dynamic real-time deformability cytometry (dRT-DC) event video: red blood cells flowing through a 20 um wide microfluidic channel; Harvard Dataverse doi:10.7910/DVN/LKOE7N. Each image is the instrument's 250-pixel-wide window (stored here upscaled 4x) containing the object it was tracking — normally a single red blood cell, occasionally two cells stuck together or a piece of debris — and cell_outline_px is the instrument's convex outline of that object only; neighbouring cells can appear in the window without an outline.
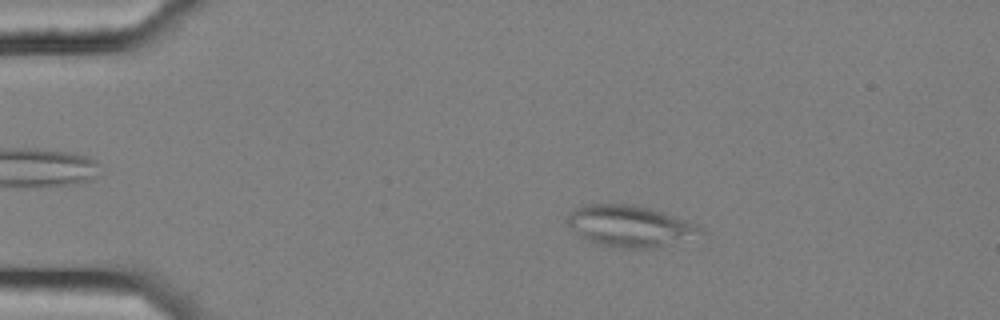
{"species": "common noctule bat (a hibernating species)", "species_latin": "Nyctalus noctula", "temperature_condition": "cold", "stored_images_in_passage": 4, "camera_frame_rate_fps": 3000, "um_per_image_px": 0.085, "animal": {"sex": "female", "body_mass_g": 25.1}, "frame": {"image": 1, "passage_image": 1, "time_ms": 0.0, "image_size_px": [1000, 320], "cell_outline_px": [[708, 236], [652, 248], [612, 248], [596, 244], [580, 236], [568, 224], [568, 212], [580, 204], [632, 204], [652, 208], [696, 224]], "centroid_in_image_um": [53.58, 19.22], "position_along_channel_um": 31.4, "area_um2": 32.66}}
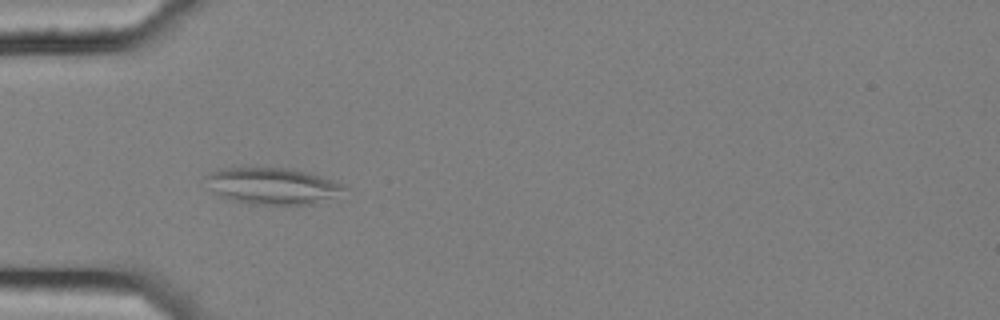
{"frame": {"image": 2, "passage_image": 3, "time_ms": 0.667, "image_size_px": [1000, 320], "cell_outline_px": [[352, 188], [312, 204], [248, 204], [232, 200], [220, 196], [200, 176], [208, 172], [220, 168], [288, 168], [308, 172], [344, 184]], "centroid_in_image_um": [23.12, 15.79], "position_along_channel_um": 61.9, "area_um2": 29.42}}